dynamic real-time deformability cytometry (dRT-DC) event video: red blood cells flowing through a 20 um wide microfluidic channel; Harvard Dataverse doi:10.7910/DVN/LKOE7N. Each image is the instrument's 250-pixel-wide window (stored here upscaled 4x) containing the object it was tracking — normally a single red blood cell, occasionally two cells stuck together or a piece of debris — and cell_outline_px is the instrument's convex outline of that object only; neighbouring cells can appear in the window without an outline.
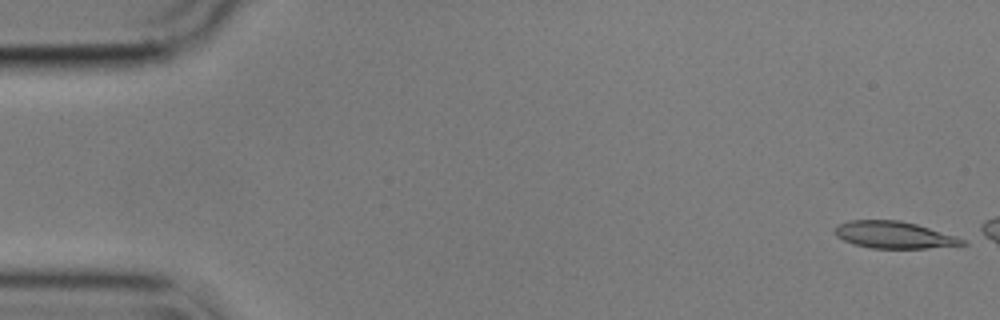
{"species": "common noctule bat (a hibernating species)", "species_latin": "Nyctalus noctula", "temperature_condition": "cold", "stored_images_in_passage": 6, "camera_frame_rate_fps": 3000, "um_per_image_px": 0.085, "animal": {"sex": "male", "body_mass_g": 17.9}, "frame": {"image": 1, "passage_image": 1, "time_ms": 0.0, "image_size_px": [1000, 320], "cell_outline_px": [[968, 244], [928, 248], [872, 248], [852, 244], [836, 236], [836, 228], [840, 224], [852, 220], [900, 220], [916, 224], [956, 236], [964, 240]], "centroid_in_image_um": [76.0, 19.97], "position_along_channel_um": 9.0, "area_um2": 19.77}}